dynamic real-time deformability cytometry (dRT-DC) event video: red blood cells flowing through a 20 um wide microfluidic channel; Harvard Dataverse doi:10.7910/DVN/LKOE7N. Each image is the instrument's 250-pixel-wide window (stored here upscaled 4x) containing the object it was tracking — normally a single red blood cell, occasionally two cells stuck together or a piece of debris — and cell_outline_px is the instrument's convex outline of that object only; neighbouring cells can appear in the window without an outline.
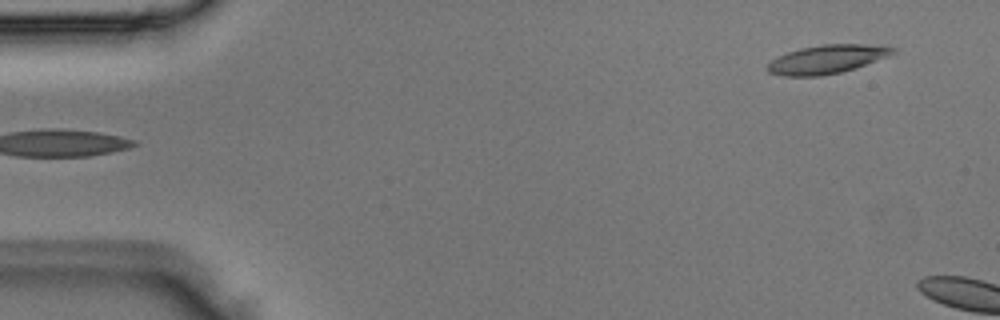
{"species": "Egyptian fruit bat (a non-hibernating species)", "species_latin": "Rousettus aegyptiacus", "temperature_condition": "room temperature", "stored_images_in_passage": 3, "camera_frame_rate_fps": 3000, "um_per_image_px": 0.085, "animal": {"sex": "male"}, "frame": {"image": 1, "passage_image": 3, "time_ms": 0.667, "image_size_px": [1000, 320], "cell_outline_px": [[896, 52], [888, 56], [856, 68], [840, 72], [820, 76], [780, 76], [768, 72], [764, 68], [772, 60], [788, 52], [800, 48], [820, 44], [864, 44], [896, 48]], "centroid_in_image_um": [70.26, 5.04], "position_along_channel_um": 14.7, "area_um2": 20.87}}